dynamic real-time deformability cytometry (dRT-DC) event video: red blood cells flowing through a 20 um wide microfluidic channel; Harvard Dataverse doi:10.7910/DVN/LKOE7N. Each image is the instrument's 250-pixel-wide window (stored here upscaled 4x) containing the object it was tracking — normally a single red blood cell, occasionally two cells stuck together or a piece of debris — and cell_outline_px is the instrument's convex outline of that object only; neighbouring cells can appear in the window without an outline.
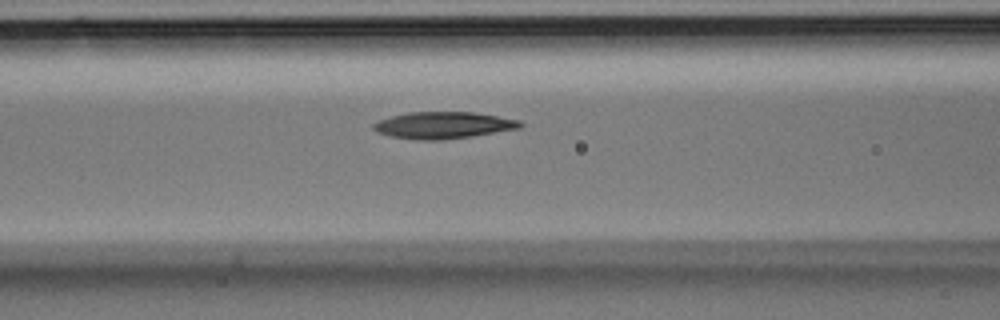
{"species": "Egyptian fruit bat (a non-hibernating species)", "species_latin": "Rousettus aegyptiacus", "temperature_condition": "room temperature", "stored_images_in_passage": 6, "camera_frame_rate_fps": 3000, "um_per_image_px": 0.085, "animal": {"sex": "male"}, "frame": {"image": 1, "passage_image": 6, "time_ms": 1.667, "image_size_px": [1000, 320], "cell_outline_px": [[524, 124], [520, 128], [472, 136], [444, 140], [416, 140], [392, 136], [376, 132], [372, 128], [372, 124], [380, 120], [392, 116], [408, 112], [472, 112], [520, 120]], "centroid_in_image_um": [37.67, 10.65], "position_along_channel_um": 128.9, "area_um2": 22.83}}